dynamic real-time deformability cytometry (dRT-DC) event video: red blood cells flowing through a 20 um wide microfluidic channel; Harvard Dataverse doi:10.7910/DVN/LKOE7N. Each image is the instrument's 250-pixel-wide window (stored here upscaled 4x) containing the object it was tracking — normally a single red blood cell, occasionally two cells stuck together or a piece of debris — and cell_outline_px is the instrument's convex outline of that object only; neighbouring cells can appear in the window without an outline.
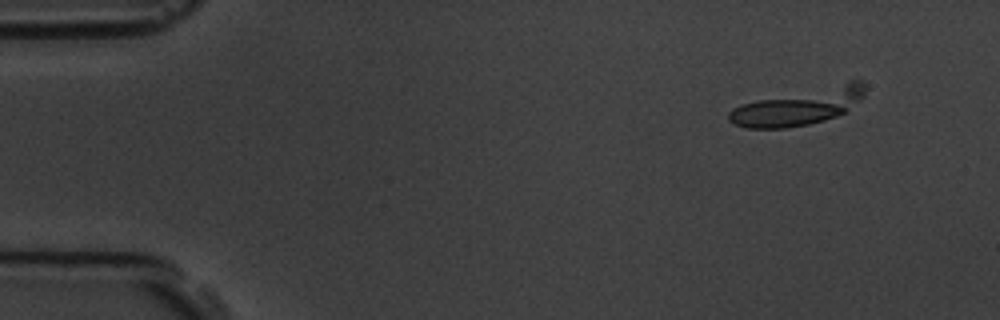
{"species": "common noctule bat (a hibernating species)", "species_latin": "Nyctalus noctula", "temperature_condition": "room temperature", "stored_images_in_passage": 4, "camera_frame_rate_fps": 3000, "um_per_image_px": 0.085, "animal": {"sex": "male", "body_mass_g": 19.5, "forearm_length_mm": 54.6}, "frame": {"image": 1, "passage_image": 1, "time_ms": 0.0, "image_size_px": [1000, 320], "cell_outline_px": [[864, 96], [860, 100], [844, 112], [836, 116], [824, 120], [808, 124], [784, 128], [744, 128], [728, 120], [728, 112], [732, 108], [756, 100], [848, 80], [860, 80], [864, 84]], "centroid_in_image_um": [67.9, 9.05], "position_along_channel_um": 17.1, "area_um2": 28.84}}
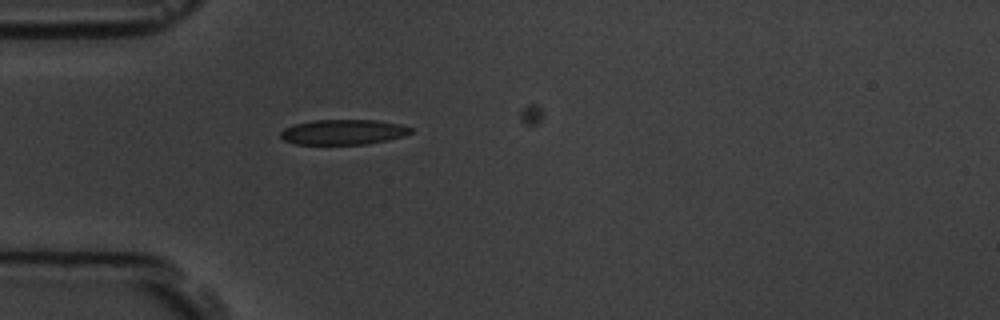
{"frame": {"image": 2, "passage_image": 4, "time_ms": 3.333, "image_size_px": [1000, 320], "cell_outline_px": [[412, 132], [404, 136], [388, 140], [364, 144], [296, 144], [284, 140], [280, 136], [280, 132], [284, 128], [292, 124], [312, 120], [376, 120], [400, 124], [412, 128]], "centroid_in_image_um": [29.16, 11.22], "position_along_channel_um": 55.8, "area_um2": 19.13}}